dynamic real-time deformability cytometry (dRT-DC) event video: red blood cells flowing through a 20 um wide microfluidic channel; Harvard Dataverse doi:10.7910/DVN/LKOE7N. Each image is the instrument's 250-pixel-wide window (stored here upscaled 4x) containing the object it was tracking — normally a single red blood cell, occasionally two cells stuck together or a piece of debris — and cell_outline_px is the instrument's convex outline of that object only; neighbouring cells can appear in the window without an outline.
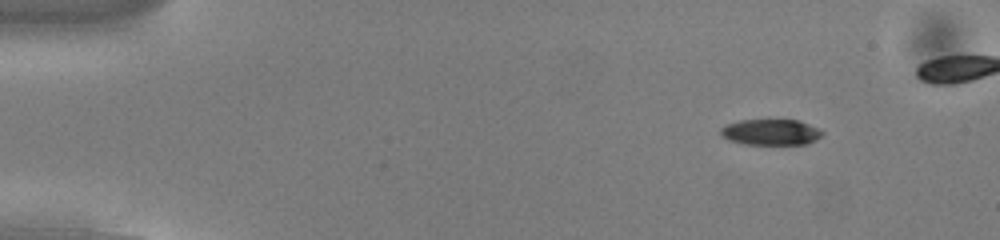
{"species": "common noctule bat (a hibernating species)", "species_latin": "Nyctalus noctula", "temperature_condition": "cold", "stored_images_in_passage": 49, "camera_frame_rate_fps": 3000, "um_per_image_px": 0.085, "animal": {"sex": "male", "body_mass_g": 13.0, "forearm_length_mm": 53.1}, "frame": {"image": 1, "passage_image": 7, "time_ms": 2.0, "image_size_px": [1000, 240], "cell_outline_px": [[824, 132], [816, 140], [808, 144], [744, 144], [728, 140], [720, 136], [720, 128], [724, 124], [740, 120], [800, 120], [820, 128]], "centroid_in_image_um": [65.5, 11.23], "position_along_channel_um": 19.5, "area_um2": 15.61}}
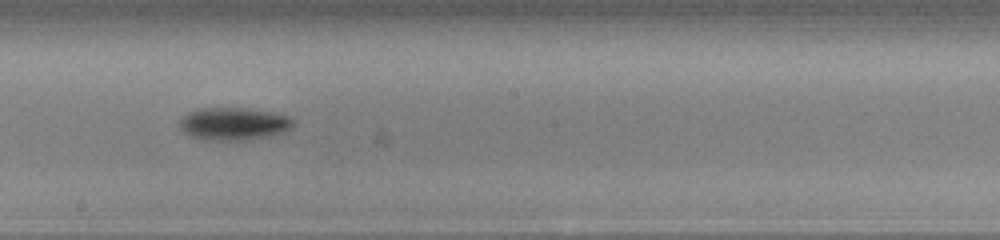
{"frame": {"image": 2, "passage_image": 31, "time_ms": 10.0, "image_size_px": [1000, 240], "cell_outline_px": [[296, 124], [292, 128], [284, 132], [272, 136], [244, 140], [204, 140], [192, 136], [184, 132], [180, 128], [180, 120], [188, 112], [200, 108], [248, 108], [272, 112], [288, 116], [296, 120]], "centroid_in_image_um": [19.92, 10.52], "position_along_channel_um": 228.3, "area_um2": 21.85}}
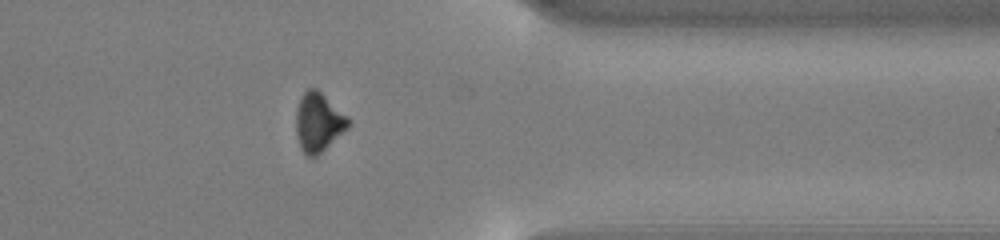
{"frame": {"image": 3, "passage_image": 44, "time_ms": 14.333, "image_size_px": [1000, 240], "cell_outline_px": [[348, 128], [316, 156], [308, 156], [300, 148], [296, 136], [296, 108], [304, 92], [308, 88], [316, 88], [348, 116]], "centroid_in_image_um": [27.04, 10.38], "position_along_channel_um": 384.4, "area_um2": 17.69}}